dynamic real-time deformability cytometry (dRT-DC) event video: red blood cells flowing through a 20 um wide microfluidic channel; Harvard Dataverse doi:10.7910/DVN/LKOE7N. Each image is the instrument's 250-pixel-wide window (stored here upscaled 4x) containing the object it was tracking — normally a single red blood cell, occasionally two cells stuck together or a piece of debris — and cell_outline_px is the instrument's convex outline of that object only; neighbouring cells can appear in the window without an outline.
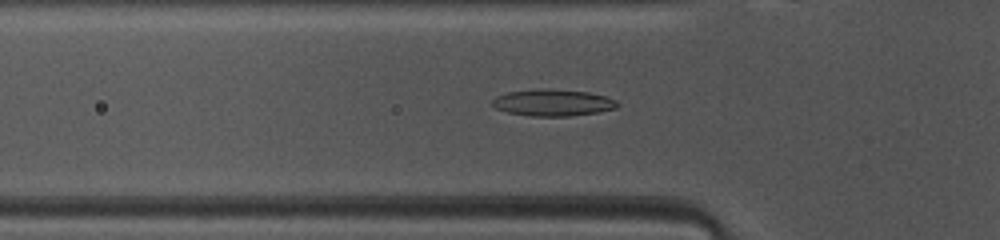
{"species": "common noctule bat (a hibernating species)", "species_latin": "Nyctalus noctula", "temperature_condition": "warm", "stored_images_in_passage": 35, "camera_frame_rate_fps": 3000, "um_per_image_px": 0.085, "animal": {"sex": "female", "body_mass_g": 10.0, "forearm_length_mm": 53.1}, "frame": {"image": 1, "passage_image": 2, "time_ms": 0.333, "image_size_px": [1000, 240], "cell_outline_px": [[620, 104], [616, 108], [596, 112], [568, 116], [532, 116], [508, 112], [496, 108], [492, 104], [492, 100], [496, 96], [508, 92], [548, 88], [588, 92], [604, 96], [616, 100]], "centroid_in_image_um": [47.0, 8.72], "position_along_channel_um": 78.8, "area_um2": 19.25}}
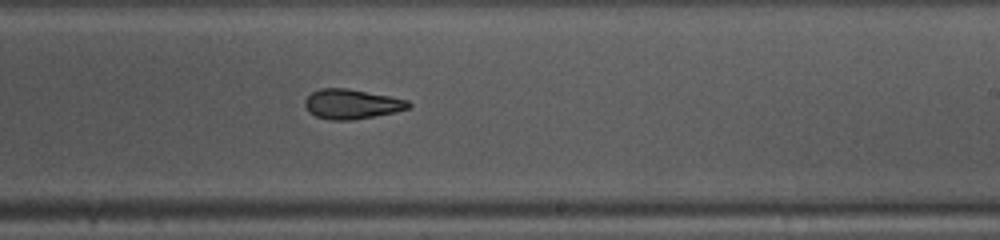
{"frame": {"image": 2, "passage_image": 15, "time_ms": 4.667, "image_size_px": [1000, 240], "cell_outline_px": [[412, 104], [408, 108], [396, 112], [352, 120], [328, 120], [316, 116], [308, 112], [304, 104], [304, 100], [312, 92], [320, 88], [348, 88], [408, 100]], "centroid_in_image_um": [29.87, 8.85], "position_along_channel_um": 259.1, "area_um2": 17.98}}
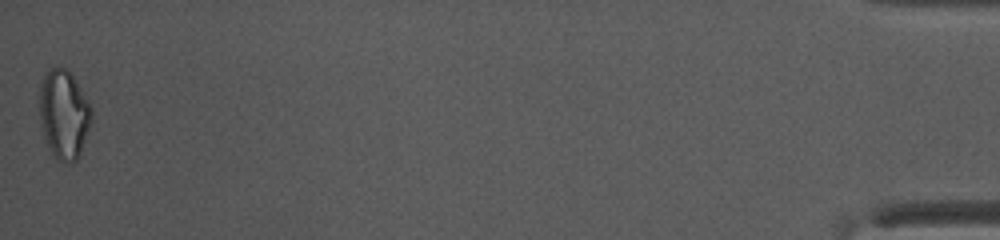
{"frame": {"image": 3, "passage_image": 35, "time_ms": 11.333, "image_size_px": [1000, 240], "cell_outline_px": [[92, 120], [80, 156], [76, 160], [68, 164], [60, 160], [52, 152], [44, 140], [40, 124], [40, 84], [48, 68], [64, 68], [76, 80], [92, 108]], "centroid_in_image_um": [5.44, 9.74], "position_along_channel_um": 429.8, "area_um2": 26.99}, "authors_computed_cell_mechanics": {"area_um2": 18.7272, "velocity_mm_per_s": 4.1279, "shape_relaxation_time_tau1_ms": 5.8824, "shape_relaxation_time_tau2_ms": 2.5659, "deformation_change_tau1": 0.1633, "deformation_change_tau2": 0.1079}}